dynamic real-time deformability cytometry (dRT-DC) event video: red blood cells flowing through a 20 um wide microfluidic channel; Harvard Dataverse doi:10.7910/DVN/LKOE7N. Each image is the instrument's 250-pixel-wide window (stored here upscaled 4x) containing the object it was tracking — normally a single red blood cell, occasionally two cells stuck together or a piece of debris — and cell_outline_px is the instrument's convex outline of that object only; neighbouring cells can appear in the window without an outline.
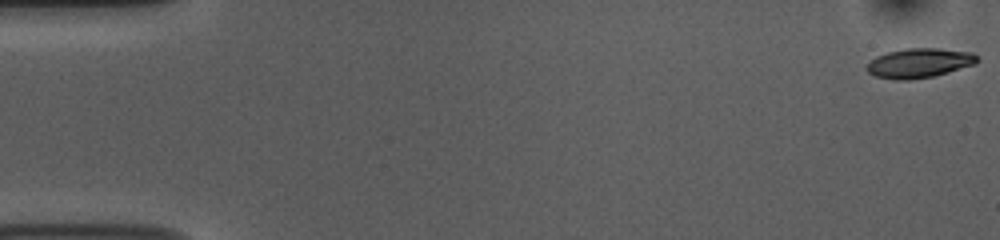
{"species": "common noctule bat (a hibernating species)", "species_latin": "Nyctalus noctula", "temperature_condition": "room temperature", "stored_images_in_passage": 1, "camera_frame_rate_fps": 3000, "um_per_image_px": 0.085, "animal": {"sex": "female", "body_mass_g": 10.0, "forearm_length_mm": 53.1}, "frame": {"image": 1, "passage_image": 1, "time_ms": 0.0, "image_size_px": [1000, 240], "cell_outline_px": [[980, 60], [976, 64], [948, 72], [932, 76], [908, 80], [892, 80], [876, 76], [868, 72], [864, 68], [876, 56], [888, 52], [904, 48], [940, 48], [972, 52]], "centroid_in_image_um": [78.14, 5.35], "position_along_channel_um": 6.9, "area_um2": 19.07}}